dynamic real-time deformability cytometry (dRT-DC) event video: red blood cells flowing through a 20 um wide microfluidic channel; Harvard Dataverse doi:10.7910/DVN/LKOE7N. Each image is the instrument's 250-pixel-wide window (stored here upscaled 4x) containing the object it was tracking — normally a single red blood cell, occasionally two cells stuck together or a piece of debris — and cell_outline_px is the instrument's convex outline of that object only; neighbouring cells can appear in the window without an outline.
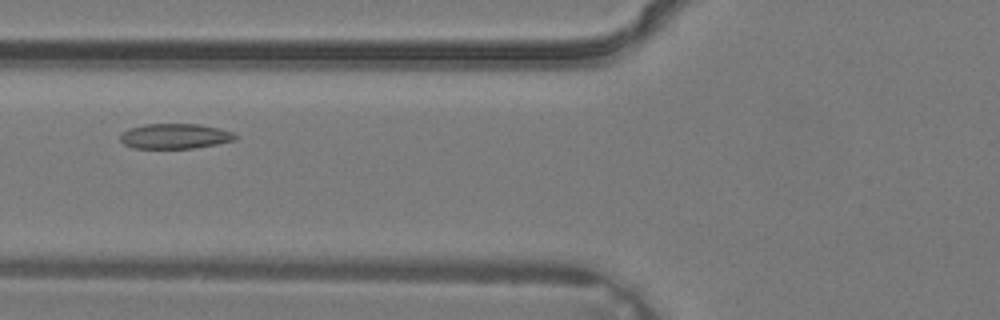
{"species": "common noctule bat (a hibernating species)", "species_latin": "Nyctalus noctula", "temperature_condition": "warm", "stored_images_in_passage": 2, "camera_frame_rate_fps": 3000, "um_per_image_px": 0.085, "animal": {"sex": "male", "body_mass_g": 19.2, "forearm_length_mm": 51.8}, "frame": {"image": 1, "passage_image": 2, "time_ms": 0.333, "image_size_px": [1000, 320], "cell_outline_px": [[240, 136], [236, 140], [216, 144], [192, 148], [132, 148], [124, 144], [120, 140], [120, 132], [128, 128], [144, 124], [200, 124], [220, 128], [232, 132]], "centroid_in_image_um": [14.87, 11.57], "position_along_channel_um": 110.9, "area_um2": 17.05}}